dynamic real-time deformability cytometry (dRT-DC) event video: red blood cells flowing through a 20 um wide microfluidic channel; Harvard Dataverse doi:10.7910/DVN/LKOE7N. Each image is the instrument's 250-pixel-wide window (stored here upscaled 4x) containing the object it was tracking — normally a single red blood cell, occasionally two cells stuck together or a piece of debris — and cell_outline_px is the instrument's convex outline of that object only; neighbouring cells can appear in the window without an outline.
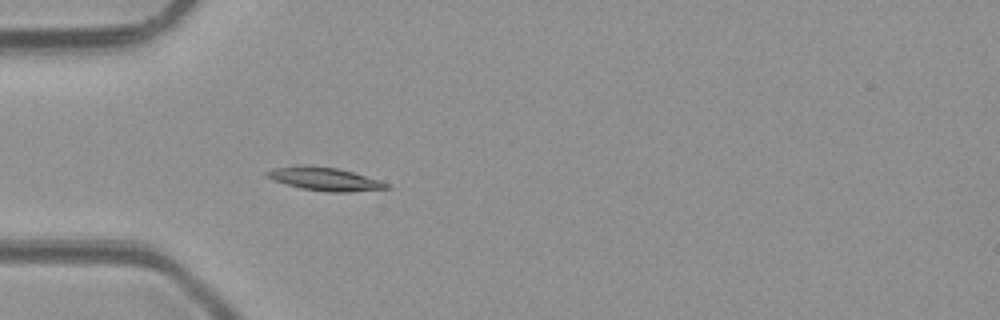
{"species": "common noctule bat (a hibernating species)", "species_latin": "Nyctalus noctula", "temperature_condition": "room temperature", "stored_images_in_passage": 4, "camera_frame_rate_fps": 3000, "um_per_image_px": 0.085, "animal": {"sex": "male", "body_mass_g": 23.1, "forearm_length_mm": 52.7}, "frame": {"image": 1, "passage_image": 4, "time_ms": 3.333, "image_size_px": [1000, 320], "cell_outline_px": [[392, 188], [352, 192], [328, 192], [300, 188], [264, 176], [264, 172], [272, 168], [300, 164], [336, 168], [352, 172], [380, 180], [388, 184]], "centroid_in_image_um": [27.58, 15.21], "position_along_channel_um": 57.4, "area_um2": 16.24}}